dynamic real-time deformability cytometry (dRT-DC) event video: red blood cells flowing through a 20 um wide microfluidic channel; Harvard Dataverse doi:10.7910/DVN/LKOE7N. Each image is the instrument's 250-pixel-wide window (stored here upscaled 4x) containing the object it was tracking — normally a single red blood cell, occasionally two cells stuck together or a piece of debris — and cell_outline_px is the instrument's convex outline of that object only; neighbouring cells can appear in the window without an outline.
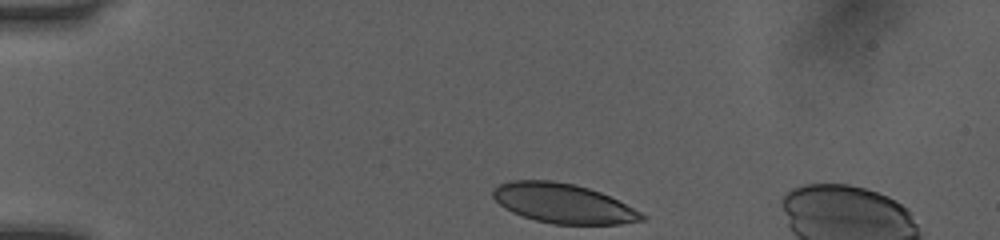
{"species": "human", "species_latin": "Homo sapiens", "temperature_condition": "room temperature", "stored_images_in_passage": 34, "camera_frame_rate_fps": 3000, "um_per_image_px": 0.085, "donor": {"sex": "female"}, "frame": {"image": 1, "passage_image": 1, "time_ms": 0.0, "image_size_px": [1000, 240], "cell_outline_px": [[648, 216], [644, 220], [620, 224], [552, 224], [536, 220], [512, 212], [504, 208], [492, 196], [492, 188], [508, 180], [552, 180], [576, 184], [600, 192]], "centroid_in_image_um": [47.83, 17.28], "position_along_channel_um": 37.2, "area_um2": 34.22}}
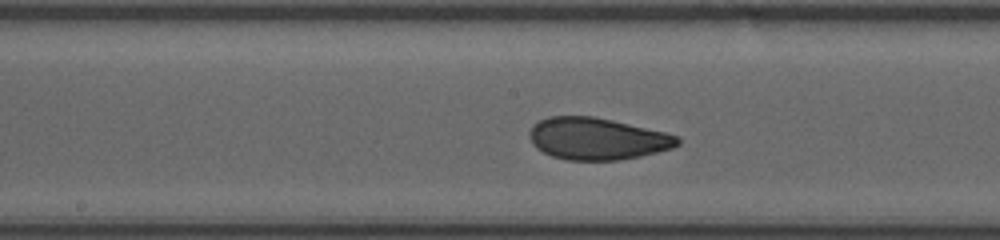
{"frame": {"image": 2, "passage_image": 17, "time_ms": 5.333, "image_size_px": [1000, 240], "cell_outline_px": [[680, 144], [672, 148], [640, 156], [620, 160], [568, 160], [552, 156], [536, 148], [532, 144], [528, 136], [528, 132], [532, 124], [548, 116], [592, 116], [612, 120], [664, 132], [676, 136], [680, 140]], "centroid_in_image_um": [50.7, 11.79], "position_along_channel_um": 197.5, "area_um2": 36.18}}
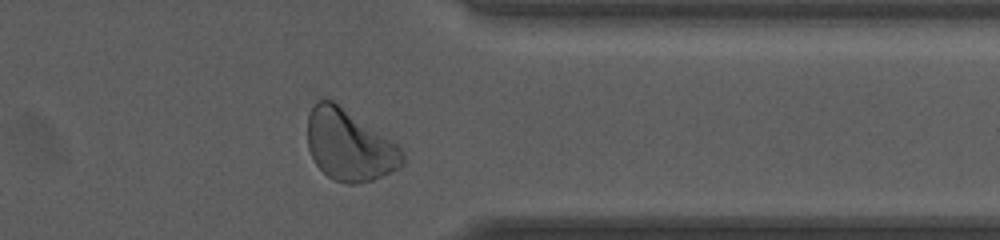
{"frame": {"image": 3, "passage_image": 31, "time_ms": 10.0, "image_size_px": [1000, 240], "cell_outline_px": [[404, 164], [400, 168], [372, 180], [360, 184], [348, 184], [332, 180], [316, 164], [308, 148], [308, 116], [312, 108], [320, 100], [332, 100], [396, 144], [404, 152]], "centroid_in_image_um": [29.7, 12.4], "position_along_channel_um": 381.7, "area_um2": 38.78}, "authors_computed_cell_mechanics": {"area_um2": 36.4429, "velocity_mm_per_s": 4.0444, "shape_relaxation_time_tau1_ms": 3.3381, "shape_relaxation_time_tau2_ms": 0.8083, "deformation_change_tau1": 0.1279, "deformation_change_tau2": 0.0606}}